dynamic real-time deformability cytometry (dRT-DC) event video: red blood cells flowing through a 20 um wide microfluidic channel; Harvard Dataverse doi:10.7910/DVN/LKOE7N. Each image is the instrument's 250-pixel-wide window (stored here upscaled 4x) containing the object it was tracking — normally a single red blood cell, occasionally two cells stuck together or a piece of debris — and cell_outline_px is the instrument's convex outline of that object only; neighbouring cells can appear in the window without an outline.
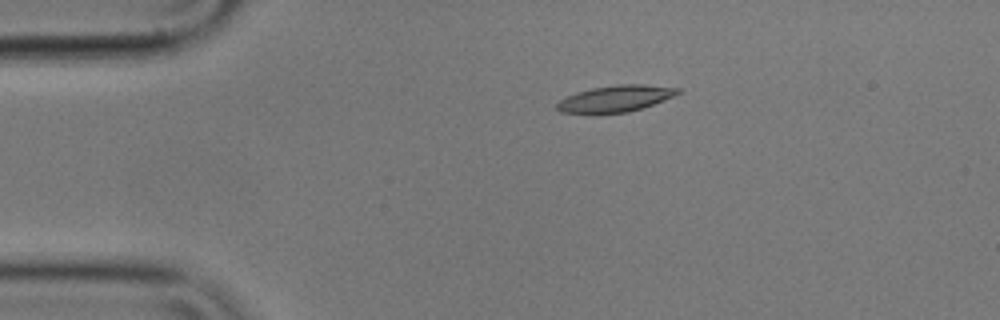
{"species": "common noctule bat (a hibernating species)", "species_latin": "Nyctalus noctula", "temperature_condition": "cold", "stored_images_in_passage": 7, "camera_frame_rate_fps": 3000, "um_per_image_px": 0.085, "animal": {"sex": "male", "body_mass_g": 17.9}, "frame": {"image": 1, "passage_image": 3, "time_ms": 0.667, "image_size_px": [1000, 320], "cell_outline_px": [[680, 92], [664, 100], [628, 112], [560, 112], [556, 108], [556, 104], [560, 100], [576, 92], [592, 88], [616, 84], [644, 84], [680, 88]], "centroid_in_image_um": [52.32, 8.35], "position_along_channel_um": 32.7, "area_um2": 18.15}}
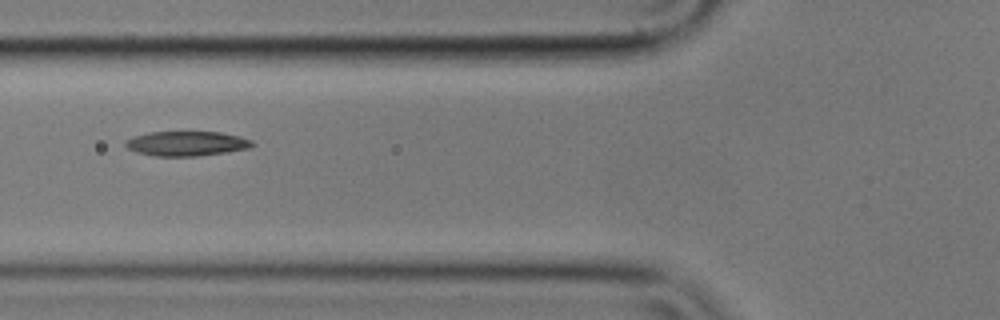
{"frame": {"image": 2, "passage_image": 6, "time_ms": 1.667, "image_size_px": [1000, 320], "cell_outline_px": [[256, 144], [252, 148], [196, 156], [156, 156], [136, 152], [128, 148], [124, 144], [124, 140], [132, 136], [148, 132], [220, 132], [240, 136], [252, 140]], "centroid_in_image_um": [15.86, 12.19], "position_along_channel_um": 109.9, "area_um2": 18.38}}
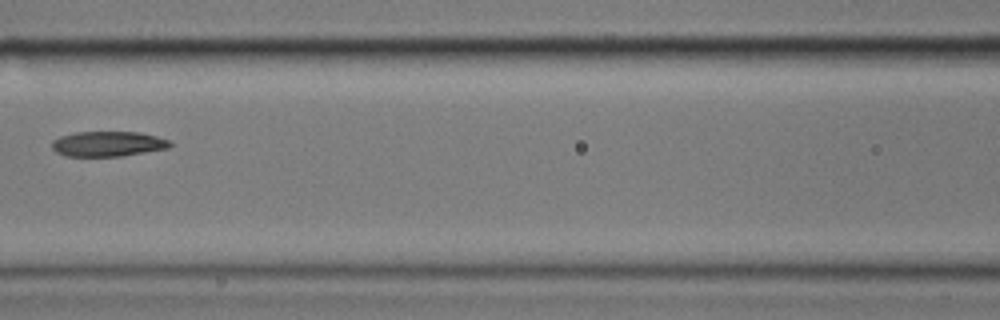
{"frame": {"image": 3, "passage_image": 7, "time_ms": 2.0, "image_size_px": [1000, 320], "cell_outline_px": [[172, 144], [168, 148], [120, 156], [64, 156], [56, 152], [52, 148], [52, 140], [60, 136], [76, 132], [140, 132], [156, 136], [168, 140]], "centroid_in_image_um": [9.14, 12.22], "position_along_channel_um": 157.5, "area_um2": 17.22}}